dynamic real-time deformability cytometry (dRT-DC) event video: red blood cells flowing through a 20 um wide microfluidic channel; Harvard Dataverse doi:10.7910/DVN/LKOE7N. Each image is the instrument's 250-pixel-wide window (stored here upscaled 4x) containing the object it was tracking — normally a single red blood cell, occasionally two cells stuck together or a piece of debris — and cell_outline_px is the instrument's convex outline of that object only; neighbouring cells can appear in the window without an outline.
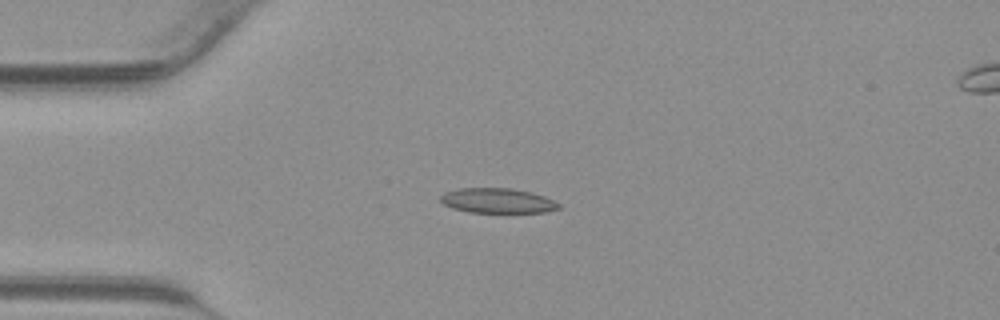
{"species": "common noctule bat (a hibernating species)", "species_latin": "Nyctalus noctula", "temperature_condition": "warm", "stored_images_in_passage": 40, "camera_frame_rate_fps": 3000, "um_per_image_px": 0.085, "animal": {"sex": "male", "body_mass_g": 23.1, "forearm_length_mm": 52.7}, "frame": {"image": 1, "passage_image": 8, "time_ms": 2.333, "image_size_px": [1000, 320], "cell_outline_px": [[560, 208], [544, 212], [468, 212], [452, 208], [444, 204], [440, 200], [440, 196], [444, 192], [456, 188], [512, 188], [532, 192], [544, 196], [560, 204]], "centroid_in_image_um": [42.26, 17.05], "position_along_channel_um": 42.7, "area_um2": 17.17}}
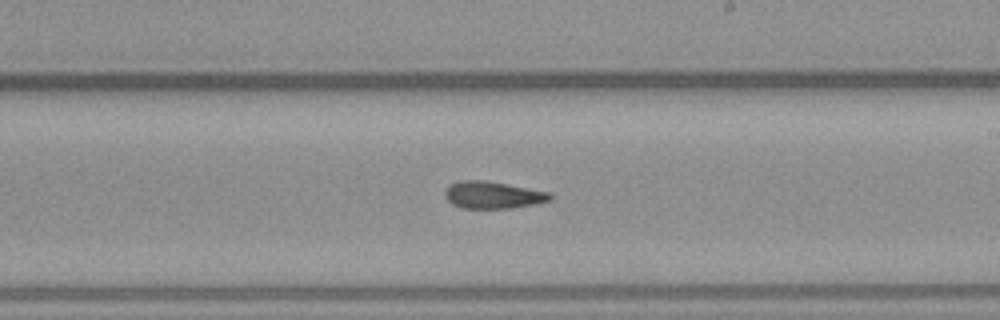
{"frame": {"image": 2, "passage_image": 22, "time_ms": 7.0, "image_size_px": [1000, 320], "cell_outline_px": [[552, 200], [536, 204], [512, 208], [460, 208], [452, 204], [444, 196], [444, 192], [448, 184], [460, 180], [484, 180], [552, 192]], "centroid_in_image_um": [41.89, 16.57], "position_along_channel_um": 247.1, "area_um2": 16.88}}
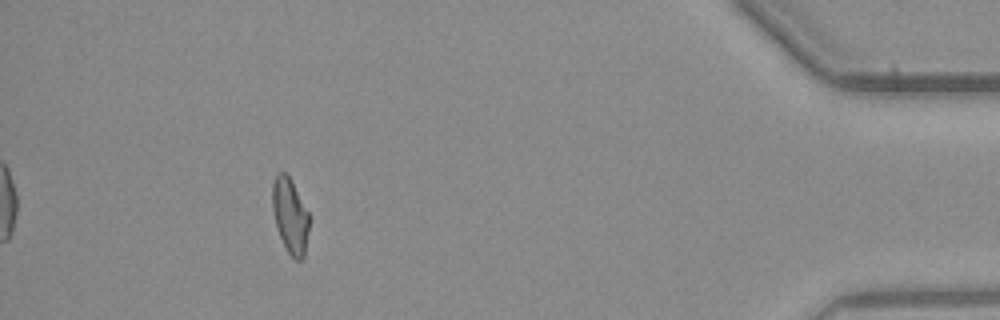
{"frame": {"image": 3, "passage_image": 36, "time_ms": 11.667, "image_size_px": [1000, 320], "cell_outline_px": [[308, 228], [304, 256], [300, 260], [296, 260], [288, 252], [276, 228], [272, 208], [272, 184], [276, 172], [284, 172], [288, 176], [308, 212]], "centroid_in_image_um": [24.62, 18.32], "position_along_channel_um": 410.6, "area_um2": 15.72}}